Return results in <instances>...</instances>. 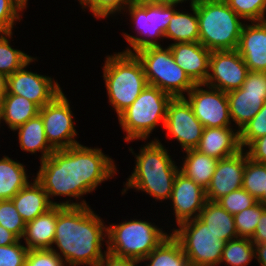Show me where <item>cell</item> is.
I'll return each instance as SVG.
<instances>
[{
  "label": "cell",
  "instance_id": "cell-2",
  "mask_svg": "<svg viewBox=\"0 0 266 266\" xmlns=\"http://www.w3.org/2000/svg\"><path fill=\"white\" fill-rule=\"evenodd\" d=\"M107 227L88 205L63 207L57 205V221L53 244L60 249L64 263L70 266H97L103 259L102 242ZM104 235V237H103Z\"/></svg>",
  "mask_w": 266,
  "mask_h": 266
},
{
  "label": "cell",
  "instance_id": "cell-16",
  "mask_svg": "<svg viewBox=\"0 0 266 266\" xmlns=\"http://www.w3.org/2000/svg\"><path fill=\"white\" fill-rule=\"evenodd\" d=\"M244 152L242 149L237 154L218 161L211 182L206 189L208 201H217L222 196L242 188L243 172L248 158L247 153Z\"/></svg>",
  "mask_w": 266,
  "mask_h": 266
},
{
  "label": "cell",
  "instance_id": "cell-44",
  "mask_svg": "<svg viewBox=\"0 0 266 266\" xmlns=\"http://www.w3.org/2000/svg\"><path fill=\"white\" fill-rule=\"evenodd\" d=\"M246 151L248 158L253 161L266 164V135L252 141Z\"/></svg>",
  "mask_w": 266,
  "mask_h": 266
},
{
  "label": "cell",
  "instance_id": "cell-42",
  "mask_svg": "<svg viewBox=\"0 0 266 266\" xmlns=\"http://www.w3.org/2000/svg\"><path fill=\"white\" fill-rule=\"evenodd\" d=\"M28 249L20 240L8 246H0V266H25Z\"/></svg>",
  "mask_w": 266,
  "mask_h": 266
},
{
  "label": "cell",
  "instance_id": "cell-47",
  "mask_svg": "<svg viewBox=\"0 0 266 266\" xmlns=\"http://www.w3.org/2000/svg\"><path fill=\"white\" fill-rule=\"evenodd\" d=\"M20 239L12 232L0 225V246H8L18 242Z\"/></svg>",
  "mask_w": 266,
  "mask_h": 266
},
{
  "label": "cell",
  "instance_id": "cell-11",
  "mask_svg": "<svg viewBox=\"0 0 266 266\" xmlns=\"http://www.w3.org/2000/svg\"><path fill=\"white\" fill-rule=\"evenodd\" d=\"M70 104L63 92H60L50 103L39 109L44 123V131L49 145L54 150L66 149L79 144L72 121Z\"/></svg>",
  "mask_w": 266,
  "mask_h": 266
},
{
  "label": "cell",
  "instance_id": "cell-33",
  "mask_svg": "<svg viewBox=\"0 0 266 266\" xmlns=\"http://www.w3.org/2000/svg\"><path fill=\"white\" fill-rule=\"evenodd\" d=\"M0 35V73L9 76L25 66L33 57L18 49H13L9 45L8 38L12 33H1Z\"/></svg>",
  "mask_w": 266,
  "mask_h": 266
},
{
  "label": "cell",
  "instance_id": "cell-50",
  "mask_svg": "<svg viewBox=\"0 0 266 266\" xmlns=\"http://www.w3.org/2000/svg\"><path fill=\"white\" fill-rule=\"evenodd\" d=\"M7 94V76L0 73V103Z\"/></svg>",
  "mask_w": 266,
  "mask_h": 266
},
{
  "label": "cell",
  "instance_id": "cell-27",
  "mask_svg": "<svg viewBox=\"0 0 266 266\" xmlns=\"http://www.w3.org/2000/svg\"><path fill=\"white\" fill-rule=\"evenodd\" d=\"M14 130H18L21 149L31 153L42 152L41 161L45 160L55 151L46 139L44 123L39 114Z\"/></svg>",
  "mask_w": 266,
  "mask_h": 266
},
{
  "label": "cell",
  "instance_id": "cell-3",
  "mask_svg": "<svg viewBox=\"0 0 266 266\" xmlns=\"http://www.w3.org/2000/svg\"><path fill=\"white\" fill-rule=\"evenodd\" d=\"M145 145L135 155V169L123 193L132 187L147 192L157 200L170 199L179 168L159 140H152Z\"/></svg>",
  "mask_w": 266,
  "mask_h": 266
},
{
  "label": "cell",
  "instance_id": "cell-51",
  "mask_svg": "<svg viewBox=\"0 0 266 266\" xmlns=\"http://www.w3.org/2000/svg\"><path fill=\"white\" fill-rule=\"evenodd\" d=\"M19 1L26 7L28 0H19Z\"/></svg>",
  "mask_w": 266,
  "mask_h": 266
},
{
  "label": "cell",
  "instance_id": "cell-26",
  "mask_svg": "<svg viewBox=\"0 0 266 266\" xmlns=\"http://www.w3.org/2000/svg\"><path fill=\"white\" fill-rule=\"evenodd\" d=\"M185 152L187 156L179 172L206 190L219 160L196 149H189Z\"/></svg>",
  "mask_w": 266,
  "mask_h": 266
},
{
  "label": "cell",
  "instance_id": "cell-45",
  "mask_svg": "<svg viewBox=\"0 0 266 266\" xmlns=\"http://www.w3.org/2000/svg\"><path fill=\"white\" fill-rule=\"evenodd\" d=\"M105 252L103 259L97 266H136L137 263L141 262L133 258L118 257L107 251Z\"/></svg>",
  "mask_w": 266,
  "mask_h": 266
},
{
  "label": "cell",
  "instance_id": "cell-14",
  "mask_svg": "<svg viewBox=\"0 0 266 266\" xmlns=\"http://www.w3.org/2000/svg\"><path fill=\"white\" fill-rule=\"evenodd\" d=\"M164 128L179 141L184 151L198 146L204 130L186 97L172 98L169 102Z\"/></svg>",
  "mask_w": 266,
  "mask_h": 266
},
{
  "label": "cell",
  "instance_id": "cell-12",
  "mask_svg": "<svg viewBox=\"0 0 266 266\" xmlns=\"http://www.w3.org/2000/svg\"><path fill=\"white\" fill-rule=\"evenodd\" d=\"M204 84H195L187 93L188 103L194 115L204 128L231 127V117L227 93L219 89L207 86L204 90L200 87Z\"/></svg>",
  "mask_w": 266,
  "mask_h": 266
},
{
  "label": "cell",
  "instance_id": "cell-20",
  "mask_svg": "<svg viewBox=\"0 0 266 266\" xmlns=\"http://www.w3.org/2000/svg\"><path fill=\"white\" fill-rule=\"evenodd\" d=\"M174 61L195 84H204L209 73L211 51L200 42L172 43L169 45Z\"/></svg>",
  "mask_w": 266,
  "mask_h": 266
},
{
  "label": "cell",
  "instance_id": "cell-17",
  "mask_svg": "<svg viewBox=\"0 0 266 266\" xmlns=\"http://www.w3.org/2000/svg\"><path fill=\"white\" fill-rule=\"evenodd\" d=\"M170 199L173 203L176 223L198 218L206 203V190L178 172Z\"/></svg>",
  "mask_w": 266,
  "mask_h": 266
},
{
  "label": "cell",
  "instance_id": "cell-36",
  "mask_svg": "<svg viewBox=\"0 0 266 266\" xmlns=\"http://www.w3.org/2000/svg\"><path fill=\"white\" fill-rule=\"evenodd\" d=\"M0 225L19 239L24 235L26 222L17 212L11 199L0 200Z\"/></svg>",
  "mask_w": 266,
  "mask_h": 266
},
{
  "label": "cell",
  "instance_id": "cell-18",
  "mask_svg": "<svg viewBox=\"0 0 266 266\" xmlns=\"http://www.w3.org/2000/svg\"><path fill=\"white\" fill-rule=\"evenodd\" d=\"M236 50L249 71L266 72V20L244 24Z\"/></svg>",
  "mask_w": 266,
  "mask_h": 266
},
{
  "label": "cell",
  "instance_id": "cell-6",
  "mask_svg": "<svg viewBox=\"0 0 266 266\" xmlns=\"http://www.w3.org/2000/svg\"><path fill=\"white\" fill-rule=\"evenodd\" d=\"M172 98L159 88L147 85L137 99L118 116L123 131L127 133L124 140H146L160 121L164 126Z\"/></svg>",
  "mask_w": 266,
  "mask_h": 266
},
{
  "label": "cell",
  "instance_id": "cell-39",
  "mask_svg": "<svg viewBox=\"0 0 266 266\" xmlns=\"http://www.w3.org/2000/svg\"><path fill=\"white\" fill-rule=\"evenodd\" d=\"M134 1L135 0H79L83 8L86 6L89 7L96 18H106L110 14L118 11L121 12V10L126 9V7Z\"/></svg>",
  "mask_w": 266,
  "mask_h": 266
},
{
  "label": "cell",
  "instance_id": "cell-9",
  "mask_svg": "<svg viewBox=\"0 0 266 266\" xmlns=\"http://www.w3.org/2000/svg\"><path fill=\"white\" fill-rule=\"evenodd\" d=\"M172 235L180 242L190 266L220 264L225 241L220 240L199 218L178 224Z\"/></svg>",
  "mask_w": 266,
  "mask_h": 266
},
{
  "label": "cell",
  "instance_id": "cell-29",
  "mask_svg": "<svg viewBox=\"0 0 266 266\" xmlns=\"http://www.w3.org/2000/svg\"><path fill=\"white\" fill-rule=\"evenodd\" d=\"M193 14L175 11L166 29L164 37L175 43L199 42V26L196 4L191 5Z\"/></svg>",
  "mask_w": 266,
  "mask_h": 266
},
{
  "label": "cell",
  "instance_id": "cell-25",
  "mask_svg": "<svg viewBox=\"0 0 266 266\" xmlns=\"http://www.w3.org/2000/svg\"><path fill=\"white\" fill-rule=\"evenodd\" d=\"M39 109L35 103L25 97L7 93L0 103V116L1 120L14 131L18 126L36 117Z\"/></svg>",
  "mask_w": 266,
  "mask_h": 266
},
{
  "label": "cell",
  "instance_id": "cell-38",
  "mask_svg": "<svg viewBox=\"0 0 266 266\" xmlns=\"http://www.w3.org/2000/svg\"><path fill=\"white\" fill-rule=\"evenodd\" d=\"M241 148L266 135V101L261 110L239 131Z\"/></svg>",
  "mask_w": 266,
  "mask_h": 266
},
{
  "label": "cell",
  "instance_id": "cell-49",
  "mask_svg": "<svg viewBox=\"0 0 266 266\" xmlns=\"http://www.w3.org/2000/svg\"><path fill=\"white\" fill-rule=\"evenodd\" d=\"M149 2L155 3V4H162V5H169V6H175L178 3H182L183 1L187 0H148ZM199 0H191L190 5H195Z\"/></svg>",
  "mask_w": 266,
  "mask_h": 266
},
{
  "label": "cell",
  "instance_id": "cell-40",
  "mask_svg": "<svg viewBox=\"0 0 266 266\" xmlns=\"http://www.w3.org/2000/svg\"><path fill=\"white\" fill-rule=\"evenodd\" d=\"M26 8L19 0H0V34L12 33L15 20H20L19 12Z\"/></svg>",
  "mask_w": 266,
  "mask_h": 266
},
{
  "label": "cell",
  "instance_id": "cell-46",
  "mask_svg": "<svg viewBox=\"0 0 266 266\" xmlns=\"http://www.w3.org/2000/svg\"><path fill=\"white\" fill-rule=\"evenodd\" d=\"M250 240L254 244L266 243V209L263 211L258 225L256 226L255 233Z\"/></svg>",
  "mask_w": 266,
  "mask_h": 266
},
{
  "label": "cell",
  "instance_id": "cell-8",
  "mask_svg": "<svg viewBox=\"0 0 266 266\" xmlns=\"http://www.w3.org/2000/svg\"><path fill=\"white\" fill-rule=\"evenodd\" d=\"M141 61L148 85L154 86L173 98L185 97L195 83L174 61L169 46L148 47L135 53Z\"/></svg>",
  "mask_w": 266,
  "mask_h": 266
},
{
  "label": "cell",
  "instance_id": "cell-4",
  "mask_svg": "<svg viewBox=\"0 0 266 266\" xmlns=\"http://www.w3.org/2000/svg\"><path fill=\"white\" fill-rule=\"evenodd\" d=\"M199 42L208 50L237 49L244 25L225 0H199L196 3Z\"/></svg>",
  "mask_w": 266,
  "mask_h": 266
},
{
  "label": "cell",
  "instance_id": "cell-7",
  "mask_svg": "<svg viewBox=\"0 0 266 266\" xmlns=\"http://www.w3.org/2000/svg\"><path fill=\"white\" fill-rule=\"evenodd\" d=\"M106 234L107 252L139 261L147 257L169 236L157 226L143 220L112 224L107 227Z\"/></svg>",
  "mask_w": 266,
  "mask_h": 266
},
{
  "label": "cell",
  "instance_id": "cell-24",
  "mask_svg": "<svg viewBox=\"0 0 266 266\" xmlns=\"http://www.w3.org/2000/svg\"><path fill=\"white\" fill-rule=\"evenodd\" d=\"M220 240L228 242L238 237L234 216L217 201H206L199 217Z\"/></svg>",
  "mask_w": 266,
  "mask_h": 266
},
{
  "label": "cell",
  "instance_id": "cell-10",
  "mask_svg": "<svg viewBox=\"0 0 266 266\" xmlns=\"http://www.w3.org/2000/svg\"><path fill=\"white\" fill-rule=\"evenodd\" d=\"M174 6L155 4L148 0H135L128 5L129 14L135 23L137 32L145 38L123 34L127 42L133 48H127L124 53L135 54L137 51L148 47L161 46L153 40L164 37L168 24L175 13ZM148 36L150 38H148ZM153 38V39H152ZM152 39V40H151Z\"/></svg>",
  "mask_w": 266,
  "mask_h": 266
},
{
  "label": "cell",
  "instance_id": "cell-32",
  "mask_svg": "<svg viewBox=\"0 0 266 266\" xmlns=\"http://www.w3.org/2000/svg\"><path fill=\"white\" fill-rule=\"evenodd\" d=\"M242 188L248 191L257 201L264 204V191H266V164L247 158L243 172Z\"/></svg>",
  "mask_w": 266,
  "mask_h": 266
},
{
  "label": "cell",
  "instance_id": "cell-15",
  "mask_svg": "<svg viewBox=\"0 0 266 266\" xmlns=\"http://www.w3.org/2000/svg\"><path fill=\"white\" fill-rule=\"evenodd\" d=\"M32 61L33 58L21 69L7 76V93L25 97L42 108L62 90L52 78L25 70Z\"/></svg>",
  "mask_w": 266,
  "mask_h": 266
},
{
  "label": "cell",
  "instance_id": "cell-41",
  "mask_svg": "<svg viewBox=\"0 0 266 266\" xmlns=\"http://www.w3.org/2000/svg\"><path fill=\"white\" fill-rule=\"evenodd\" d=\"M55 249L28 250L25 266H65Z\"/></svg>",
  "mask_w": 266,
  "mask_h": 266
},
{
  "label": "cell",
  "instance_id": "cell-1",
  "mask_svg": "<svg viewBox=\"0 0 266 266\" xmlns=\"http://www.w3.org/2000/svg\"><path fill=\"white\" fill-rule=\"evenodd\" d=\"M116 172L114 162L99 148L81 144L55 150L41 161L36 179L48 198L69 196L79 198L90 193Z\"/></svg>",
  "mask_w": 266,
  "mask_h": 266
},
{
  "label": "cell",
  "instance_id": "cell-30",
  "mask_svg": "<svg viewBox=\"0 0 266 266\" xmlns=\"http://www.w3.org/2000/svg\"><path fill=\"white\" fill-rule=\"evenodd\" d=\"M148 266H190L180 242L172 235L166 237L147 257Z\"/></svg>",
  "mask_w": 266,
  "mask_h": 266
},
{
  "label": "cell",
  "instance_id": "cell-37",
  "mask_svg": "<svg viewBox=\"0 0 266 266\" xmlns=\"http://www.w3.org/2000/svg\"><path fill=\"white\" fill-rule=\"evenodd\" d=\"M217 202L233 216L255 205L258 201L246 190L239 188L222 196Z\"/></svg>",
  "mask_w": 266,
  "mask_h": 266
},
{
  "label": "cell",
  "instance_id": "cell-13",
  "mask_svg": "<svg viewBox=\"0 0 266 266\" xmlns=\"http://www.w3.org/2000/svg\"><path fill=\"white\" fill-rule=\"evenodd\" d=\"M209 72L204 86H210L226 93L239 89L246 80L249 69L235 50L212 51Z\"/></svg>",
  "mask_w": 266,
  "mask_h": 266
},
{
  "label": "cell",
  "instance_id": "cell-23",
  "mask_svg": "<svg viewBox=\"0 0 266 266\" xmlns=\"http://www.w3.org/2000/svg\"><path fill=\"white\" fill-rule=\"evenodd\" d=\"M230 117L239 131L261 110L266 94L246 93L242 88L227 93Z\"/></svg>",
  "mask_w": 266,
  "mask_h": 266
},
{
  "label": "cell",
  "instance_id": "cell-35",
  "mask_svg": "<svg viewBox=\"0 0 266 266\" xmlns=\"http://www.w3.org/2000/svg\"><path fill=\"white\" fill-rule=\"evenodd\" d=\"M230 8L243 19L265 21L266 0H225Z\"/></svg>",
  "mask_w": 266,
  "mask_h": 266
},
{
  "label": "cell",
  "instance_id": "cell-19",
  "mask_svg": "<svg viewBox=\"0 0 266 266\" xmlns=\"http://www.w3.org/2000/svg\"><path fill=\"white\" fill-rule=\"evenodd\" d=\"M11 200L17 212L26 223L45 213L54 205L63 207H81L87 205L85 200L80 203H69L68 200L66 202L56 203L49 200L46 191L36 179L33 183H28L16 193Z\"/></svg>",
  "mask_w": 266,
  "mask_h": 266
},
{
  "label": "cell",
  "instance_id": "cell-31",
  "mask_svg": "<svg viewBox=\"0 0 266 266\" xmlns=\"http://www.w3.org/2000/svg\"><path fill=\"white\" fill-rule=\"evenodd\" d=\"M254 257V243L250 238L237 237L225 243L220 263L226 262L230 266H246Z\"/></svg>",
  "mask_w": 266,
  "mask_h": 266
},
{
  "label": "cell",
  "instance_id": "cell-28",
  "mask_svg": "<svg viewBox=\"0 0 266 266\" xmlns=\"http://www.w3.org/2000/svg\"><path fill=\"white\" fill-rule=\"evenodd\" d=\"M29 183L24 166L7 156L0 160V200L12 199Z\"/></svg>",
  "mask_w": 266,
  "mask_h": 266
},
{
  "label": "cell",
  "instance_id": "cell-21",
  "mask_svg": "<svg viewBox=\"0 0 266 266\" xmlns=\"http://www.w3.org/2000/svg\"><path fill=\"white\" fill-rule=\"evenodd\" d=\"M233 131L231 127L204 128L195 149L218 160L233 156L242 150L239 130Z\"/></svg>",
  "mask_w": 266,
  "mask_h": 266
},
{
  "label": "cell",
  "instance_id": "cell-48",
  "mask_svg": "<svg viewBox=\"0 0 266 266\" xmlns=\"http://www.w3.org/2000/svg\"><path fill=\"white\" fill-rule=\"evenodd\" d=\"M254 249L255 258H257L261 266H266V243L254 244Z\"/></svg>",
  "mask_w": 266,
  "mask_h": 266
},
{
  "label": "cell",
  "instance_id": "cell-52",
  "mask_svg": "<svg viewBox=\"0 0 266 266\" xmlns=\"http://www.w3.org/2000/svg\"><path fill=\"white\" fill-rule=\"evenodd\" d=\"M264 204L266 205V191H264Z\"/></svg>",
  "mask_w": 266,
  "mask_h": 266
},
{
  "label": "cell",
  "instance_id": "cell-5",
  "mask_svg": "<svg viewBox=\"0 0 266 266\" xmlns=\"http://www.w3.org/2000/svg\"><path fill=\"white\" fill-rule=\"evenodd\" d=\"M103 72L109 102L118 116L148 85L142 63L135 54L118 52L108 56Z\"/></svg>",
  "mask_w": 266,
  "mask_h": 266
},
{
  "label": "cell",
  "instance_id": "cell-22",
  "mask_svg": "<svg viewBox=\"0 0 266 266\" xmlns=\"http://www.w3.org/2000/svg\"><path fill=\"white\" fill-rule=\"evenodd\" d=\"M57 221V205L26 223L22 238L28 250L52 249Z\"/></svg>",
  "mask_w": 266,
  "mask_h": 266
},
{
  "label": "cell",
  "instance_id": "cell-43",
  "mask_svg": "<svg viewBox=\"0 0 266 266\" xmlns=\"http://www.w3.org/2000/svg\"><path fill=\"white\" fill-rule=\"evenodd\" d=\"M241 88L246 93L266 94V72L249 71Z\"/></svg>",
  "mask_w": 266,
  "mask_h": 266
},
{
  "label": "cell",
  "instance_id": "cell-34",
  "mask_svg": "<svg viewBox=\"0 0 266 266\" xmlns=\"http://www.w3.org/2000/svg\"><path fill=\"white\" fill-rule=\"evenodd\" d=\"M266 205L257 202L250 208L244 209L238 214L234 215V222L238 237L251 238L255 233L258 221L261 218Z\"/></svg>",
  "mask_w": 266,
  "mask_h": 266
}]
</instances>
